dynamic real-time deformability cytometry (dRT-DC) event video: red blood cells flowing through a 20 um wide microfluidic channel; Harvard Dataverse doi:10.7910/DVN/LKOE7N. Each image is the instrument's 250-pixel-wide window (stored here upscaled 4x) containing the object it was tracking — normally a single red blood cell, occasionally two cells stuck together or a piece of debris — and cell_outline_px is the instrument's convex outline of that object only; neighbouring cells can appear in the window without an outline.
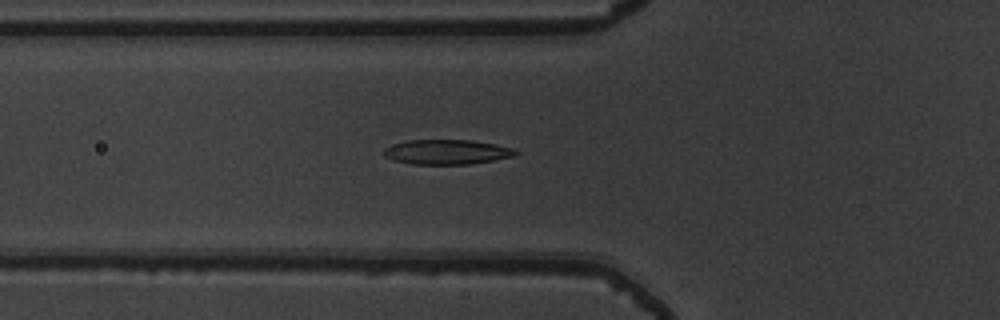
{"species": "common noctule bat (a hibernating species)", "species_latin": "Nyctalus noctula", "temperature_condition": "warm", "stored_images_in_passage": 53, "camera_frame_rate_fps": 3000, "um_per_image_px": 0.085, "animal": {"sex": "male", "body_mass_g": 19.5, "forearm_length_mm": 54.6}, "frame": {"image": 1, "passage_image": 20, "time_ms": 6.333, "image_size_px": [1000, 320], "cell_outline_px": [[520, 152], [516, 156], [468, 164], [412, 164], [392, 160], [384, 156], [384, 148], [408, 140], [472, 140], [496, 144], [512, 148]], "centroid_in_image_um": [38.0, 12.92], "position_along_channel_um": 87.8, "area_um2": 18.96}}
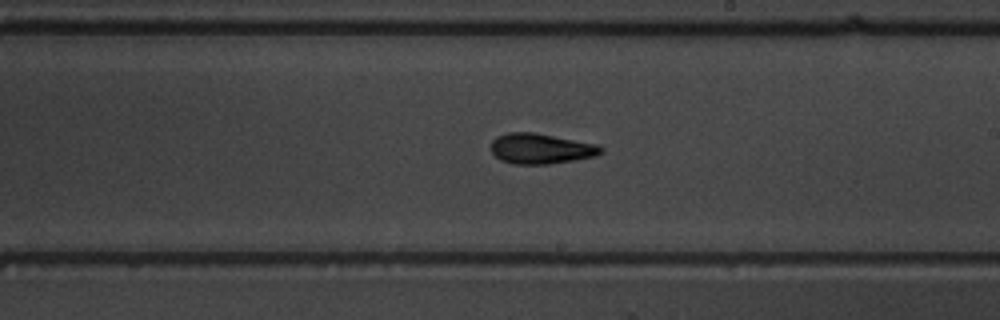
{"frame": {"image": 2, "passage_image": 32, "time_ms": 10.333, "image_size_px": [1000, 320], "cell_outline_px": [[604, 152], [596, 156], [576, 160], [548, 164], [512, 164], [500, 160], [492, 152], [492, 140], [496, 136], [508, 132], [532, 132], [596, 144], [604, 148]], "centroid_in_image_um": [45.98, 12.64], "position_along_channel_um": 243.0, "area_um2": 19.48}}
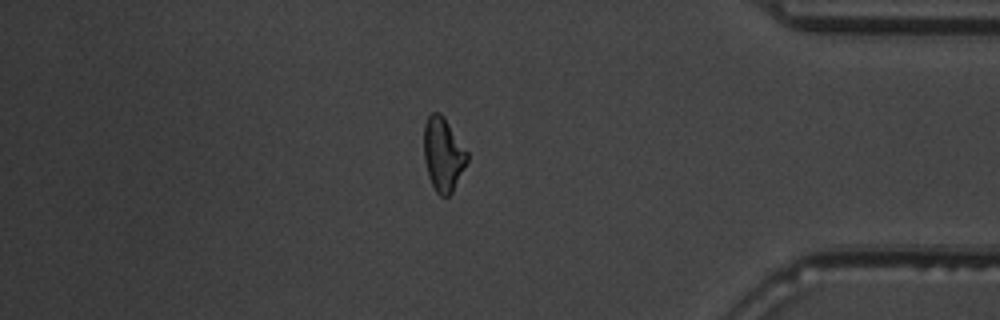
{"frame": {"image": 3, "passage_image": 46, "time_ms": 15.0, "image_size_px": [1000, 320], "cell_outline_px": [[468, 160], [452, 192], [448, 196], [440, 196], [436, 192], [428, 176], [424, 160], [424, 124], [428, 116], [432, 112], [440, 112], [444, 116], [468, 152]], "centroid_in_image_um": [37.66, 13.1], "position_along_channel_um": 397.5, "area_um2": 18.61}, "authors_computed_cell_mechanics": {"area_um2": 19.0162, "velocity_mm_per_s": 3.8746, "shape_relaxation_time_tau1_ms": 4.1455, "shape_relaxation_time_tau2_ms": 2.637, "deformation_change_tau1": 0.1598, "deformation_change_tau2": 0.0974}}